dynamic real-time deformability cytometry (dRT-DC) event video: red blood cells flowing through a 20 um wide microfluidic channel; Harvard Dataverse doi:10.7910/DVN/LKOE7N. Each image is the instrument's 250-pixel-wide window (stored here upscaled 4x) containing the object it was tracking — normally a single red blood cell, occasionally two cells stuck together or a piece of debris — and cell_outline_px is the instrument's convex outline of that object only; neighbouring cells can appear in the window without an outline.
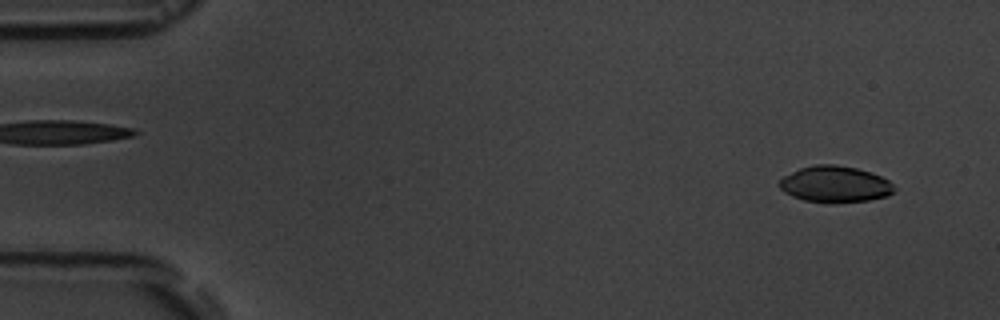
{"species": "common noctule bat (a hibernating species)", "species_latin": "Nyctalus noctula", "temperature_condition": "room temperature", "stored_images_in_passage": 15, "camera_frame_rate_fps": 3000, "um_per_image_px": 0.085, "animal": {"sex": "male", "body_mass_g": 19.5, "forearm_length_mm": 54.6}, "frame": {"image": 1, "passage_image": 1, "time_ms": 0.0, "image_size_px": [1000, 320], "cell_outline_px": [[896, 188], [888, 196], [868, 200], [804, 200], [792, 196], [784, 192], [776, 184], [784, 176], [800, 168], [816, 164], [836, 164], [856, 168], [872, 172], [888, 180]], "centroid_in_image_um": [70.96, 15.61], "position_along_channel_um": 14.0, "area_um2": 23.64}}
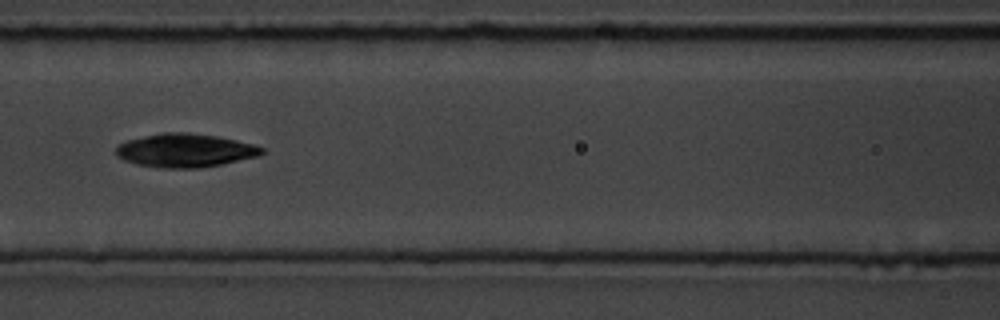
{"frame": {"image": 2, "passage_image": 7, "time_ms": 7.0, "image_size_px": [1000, 320], "cell_outline_px": [[264, 152], [260, 156], [200, 168], [160, 168], [136, 164], [124, 160], [116, 156], [116, 148], [120, 144], [128, 140], [164, 132], [188, 132], [220, 136], [256, 144], [264, 148]], "centroid_in_image_um": [15.78, 12.78], "position_along_channel_um": 150.8, "area_um2": 28.67}}
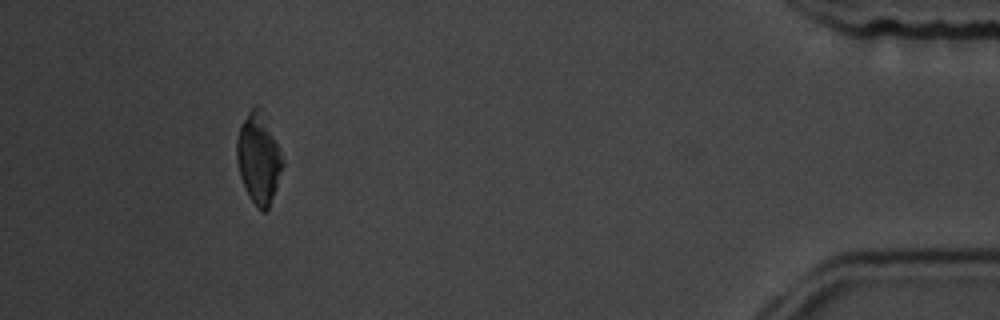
{"frame": {"image": 3, "passage_image": 14, "time_ms": 16.0, "image_size_px": [1000, 320], "cell_outline_px": [[284, 164], [276, 188], [268, 208], [264, 212], [260, 212], [252, 200], [240, 176], [236, 160], [236, 140], [240, 124], [248, 112], [256, 104], [260, 104], [264, 108], [280, 148]], "centroid_in_image_um": [21.99, 13.36], "position_along_channel_um": 413.2, "area_um2": 24.62}, "authors_computed_cell_mechanics": {"area_um2": 27.2238, "velocity_mm_per_s": 3.623, "shape_relaxation_time_tau1_ms": 5.4556, "shape_relaxation_time_tau2_ms": 5.6251, "deformation_change_tau1": 0.1321, "deformation_change_tau2": 0.0993}}